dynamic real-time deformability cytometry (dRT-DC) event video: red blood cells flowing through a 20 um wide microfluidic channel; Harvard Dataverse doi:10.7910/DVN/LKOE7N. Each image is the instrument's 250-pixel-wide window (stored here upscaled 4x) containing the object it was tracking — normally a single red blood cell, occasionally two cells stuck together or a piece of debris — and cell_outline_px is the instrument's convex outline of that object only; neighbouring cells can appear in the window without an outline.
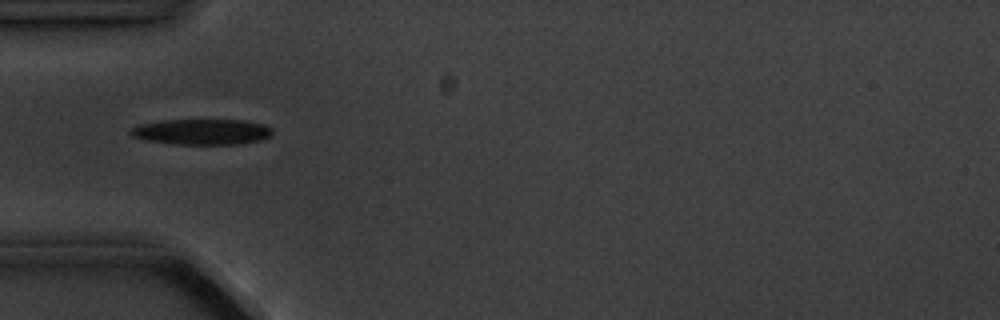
{"species": "common noctule bat (a hibernating species)", "species_latin": "Nyctalus noctula", "temperature_condition": "cold", "stored_images_in_passage": 10, "camera_frame_rate_fps": 3000, "um_per_image_px": 0.085, "animal": {"sex": "male", "body_mass_g": 20.1, "forearm_length_mm": 53.5}, "frame": {"image": 1, "passage_image": 5, "time_ms": 4.667, "image_size_px": [1000, 320], "cell_outline_px": [[272, 136], [260, 140], [240, 144], [176, 144], [144, 140], [132, 136], [128, 132], [132, 128], [140, 124], [160, 120], [244, 120], [264, 124], [272, 128]], "centroid_in_image_um": [17.17, 11.2], "position_along_channel_um": 67.8, "area_um2": 21.33}}
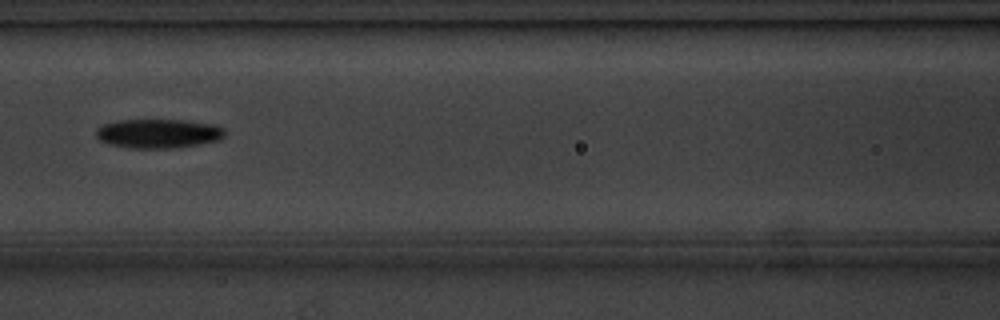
{"frame": {"image": 2, "passage_image": 7, "time_ms": 7.0, "image_size_px": [1000, 320], "cell_outline_px": [[224, 136], [220, 140], [180, 148], [128, 148], [108, 144], [100, 140], [96, 136], [96, 128], [104, 124], [116, 120], [184, 120], [216, 124], [224, 128]], "centroid_in_image_um": [13.47, 11.35], "position_along_channel_um": 153.1, "area_um2": 22.2}}